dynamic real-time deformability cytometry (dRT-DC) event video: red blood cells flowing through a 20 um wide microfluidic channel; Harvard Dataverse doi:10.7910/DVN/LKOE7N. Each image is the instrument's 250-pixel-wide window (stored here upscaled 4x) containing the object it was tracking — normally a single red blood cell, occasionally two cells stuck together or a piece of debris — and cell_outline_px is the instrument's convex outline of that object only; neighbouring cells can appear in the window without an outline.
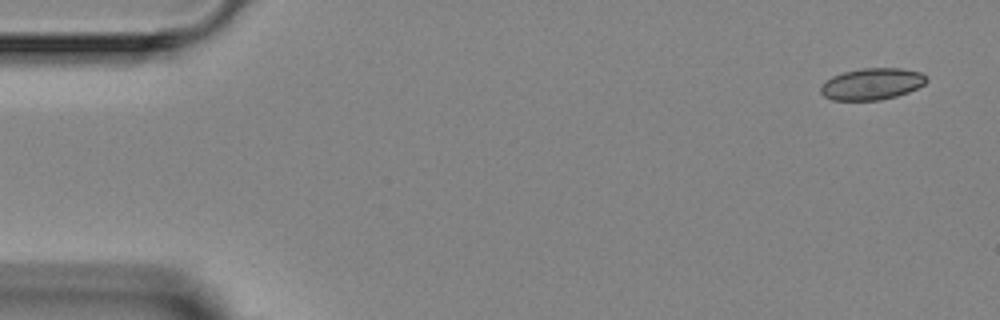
{"species": "Egyptian fruit bat (a non-hibernating species)", "species_latin": "Rousettus aegyptiacus", "temperature_condition": "room temperature", "stored_images_in_passage": 4, "camera_frame_rate_fps": 3000, "um_per_image_px": 0.085, "animal": {"sex": "female"}, "frame": {"image": 1, "passage_image": 1, "time_ms": 0.0, "image_size_px": [1000, 320], "cell_outline_px": [[928, 80], [924, 84], [908, 92], [896, 96], [880, 100], [832, 100], [824, 96], [820, 92], [820, 84], [832, 76], [844, 72], [860, 68], [900, 68], [920, 72], [928, 76]], "centroid_in_image_um": [74.1, 7.13], "position_along_channel_um": 10.9, "area_um2": 19.59}}
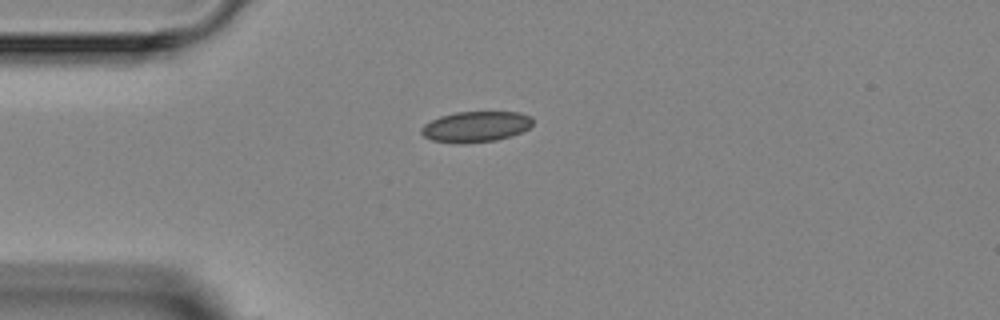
{"frame": {"image": 2, "passage_image": 4, "time_ms": 3.333, "image_size_px": [1000, 320], "cell_outline_px": [[532, 124], [528, 128], [512, 136], [496, 140], [464, 144], [456, 144], [432, 140], [424, 136], [420, 132], [420, 128], [424, 124], [440, 116], [456, 112], [520, 112], [532, 116]], "centroid_in_image_um": [40.43, 10.77], "position_along_channel_um": 44.6, "area_um2": 20.11}}